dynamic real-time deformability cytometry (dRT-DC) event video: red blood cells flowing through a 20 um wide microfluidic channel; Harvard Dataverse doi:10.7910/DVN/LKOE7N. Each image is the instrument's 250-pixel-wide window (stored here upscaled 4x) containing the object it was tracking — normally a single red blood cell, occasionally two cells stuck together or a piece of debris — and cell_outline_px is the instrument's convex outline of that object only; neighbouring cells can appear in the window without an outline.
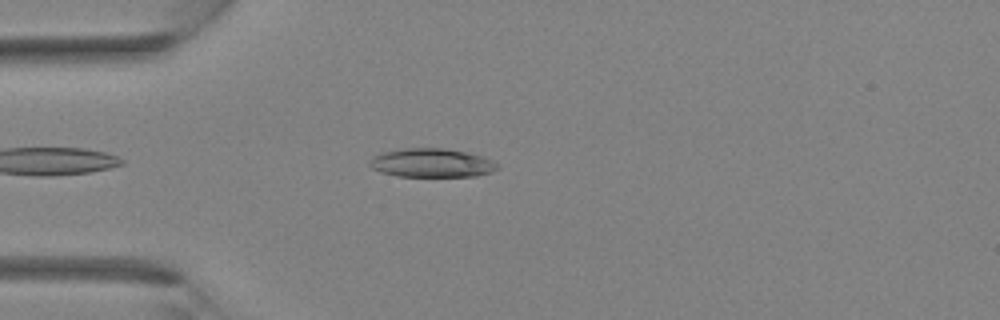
{"species": "Egyptian fruit bat (a non-hibernating species)", "species_latin": "Rousettus aegyptiacus", "temperature_condition": "room temperature", "stored_images_in_passage": 29, "camera_frame_rate_fps": 3000, "um_per_image_px": 0.085, "animal": {"sex": "female"}, "frame": {"image": 1, "passage_image": 3, "time_ms": 0.667, "image_size_px": [1000, 320], "cell_outline_px": [[500, 168], [476, 176], [396, 176], [380, 172], [372, 168], [368, 164], [372, 156], [380, 152], [404, 148], [440, 148], [468, 152], [492, 160], [500, 164]], "centroid_in_image_um": [36.66, 13.84], "position_along_channel_um": 48.3, "area_um2": 21.5}}
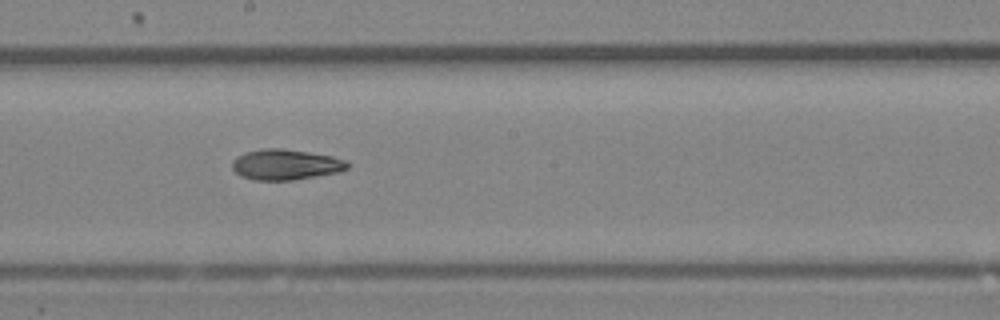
{"frame": {"image": 2, "passage_image": 13, "time_ms": 4.0, "image_size_px": [1000, 320], "cell_outline_px": [[348, 168], [340, 172], [292, 180], [252, 180], [240, 176], [232, 168], [232, 160], [236, 156], [244, 152], [260, 148], [280, 148], [308, 152], [332, 156], [344, 160], [348, 164]], "centroid_in_image_um": [24.23, 13.98], "position_along_channel_um": 224.0, "area_um2": 20.63}}
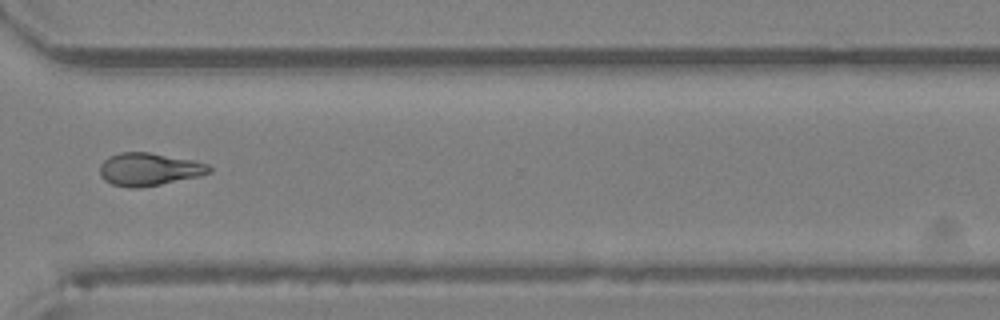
{"frame": {"image": 3, "passage_image": 20, "time_ms": 6.333, "image_size_px": [1000, 320], "cell_outline_px": [[212, 172], [200, 176], [140, 188], [128, 188], [112, 184], [104, 180], [100, 176], [100, 164], [108, 156], [120, 152], [148, 152], [192, 160], [208, 164], [212, 168]], "centroid_in_image_um": [12.65, 14.39], "position_along_channel_um": 358.0, "area_um2": 20.98}}